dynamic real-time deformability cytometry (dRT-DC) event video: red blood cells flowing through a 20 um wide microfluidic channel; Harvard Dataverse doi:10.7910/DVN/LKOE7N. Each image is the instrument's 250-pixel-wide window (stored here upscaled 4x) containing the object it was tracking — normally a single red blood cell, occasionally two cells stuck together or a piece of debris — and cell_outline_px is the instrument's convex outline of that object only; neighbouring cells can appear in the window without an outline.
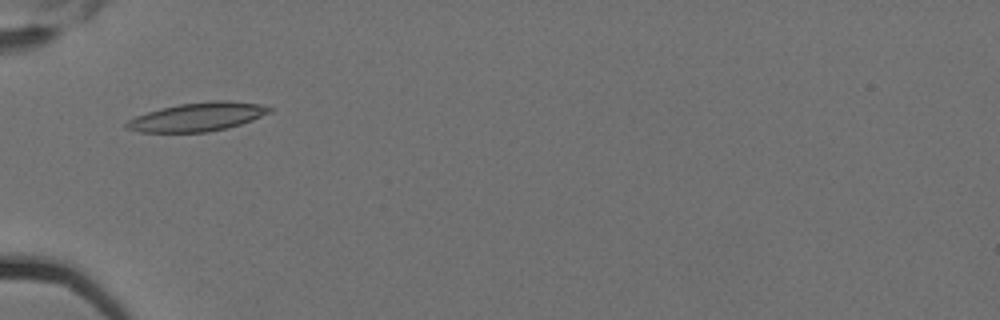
{"species": "Egyptian fruit bat (a non-hibernating species)", "species_latin": "Rousettus aegyptiacus", "temperature_condition": "cold", "stored_images_in_passage": 10, "camera_frame_rate_fps": 3000, "um_per_image_px": 0.085, "animal": {"sex": "female"}, "frame": {"image": 1, "passage_image": 4, "time_ms": 1.0, "image_size_px": [1000, 320], "cell_outline_px": [[272, 112], [252, 120], [228, 128], [208, 132], [140, 132], [124, 128], [124, 124], [128, 120], [136, 116], [160, 108], [180, 104], [212, 100], [232, 100], [260, 104], [272, 108]], "centroid_in_image_um": [16.8, 9.93], "position_along_channel_um": 68.2, "area_um2": 23.99}}
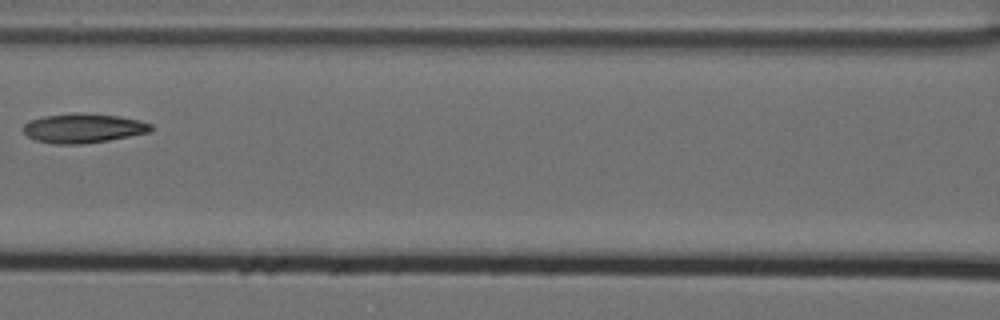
{"frame": {"image": 2, "passage_image": 6, "time_ms": 1.667, "image_size_px": [1000, 320], "cell_outline_px": [[152, 132], [108, 140], [80, 144], [52, 144], [32, 140], [20, 128], [28, 120], [44, 116], [76, 112], [120, 116], [140, 120], [152, 124]], "centroid_in_image_um": [7.04, 10.89], "position_along_channel_um": 159.6, "area_um2": 22.2}}
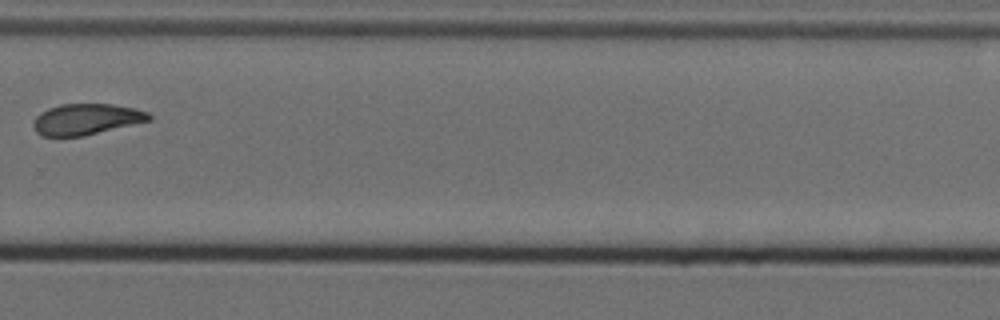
{"frame": {"image": 3, "passage_image": 10, "time_ms": 3.0, "image_size_px": [1000, 320], "cell_outline_px": [[152, 120], [84, 136], [40, 136], [32, 128], [32, 124], [36, 116], [40, 112], [48, 108], [60, 104], [112, 104], [136, 108], [148, 112], [152, 116]], "centroid_in_image_um": [7.33, 10.13], "position_along_channel_um": 322.5, "area_um2": 21.15}}